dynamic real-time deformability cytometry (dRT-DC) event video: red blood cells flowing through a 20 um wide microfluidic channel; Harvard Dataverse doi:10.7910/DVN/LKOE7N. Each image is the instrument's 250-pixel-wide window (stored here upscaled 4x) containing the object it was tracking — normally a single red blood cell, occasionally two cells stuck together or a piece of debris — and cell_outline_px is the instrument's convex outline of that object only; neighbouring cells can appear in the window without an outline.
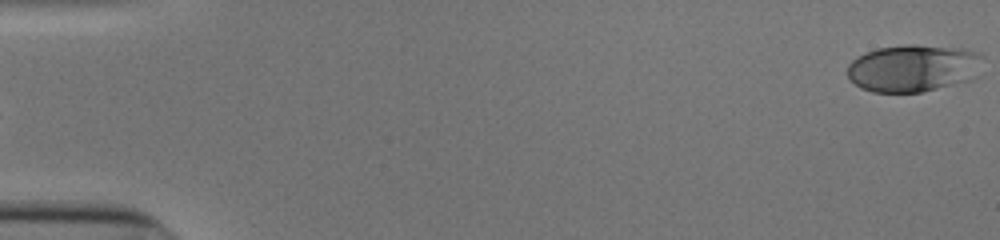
{"species": "human", "species_latin": "Homo sapiens", "temperature_condition": "cold", "stored_images_in_passage": 46, "camera_frame_rate_fps": 3000, "um_per_image_px": 0.085, "donor": {"sex": "male"}, "frame": {"image": 1, "passage_image": 1, "time_ms": 0.0, "image_size_px": [1000, 240], "cell_outline_px": [[984, 56], [972, 80], [920, 92], [872, 92], [860, 88], [848, 76], [848, 64], [856, 56], [864, 52], [876, 48], [904, 44], [916, 44], [960, 48], [980, 52]], "centroid_in_image_um": [77.61, 5.77], "position_along_channel_um": 7.4, "area_um2": 37.57}}
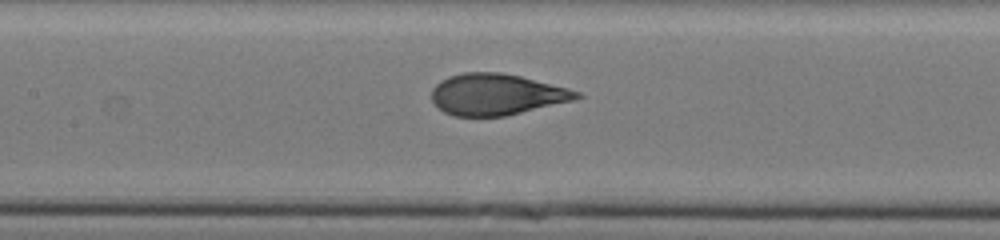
{"frame": {"image": 2, "passage_image": 26, "time_ms": 8.333, "image_size_px": [1000, 240], "cell_outline_px": [[584, 96], [572, 100], [504, 116], [452, 116], [444, 112], [432, 100], [432, 88], [440, 80], [448, 76], [464, 72], [500, 72], [520, 76], [568, 88], [580, 92]], "centroid_in_image_um": [42.17, 8.01], "position_along_channel_um": 165.2, "area_um2": 34.62}}
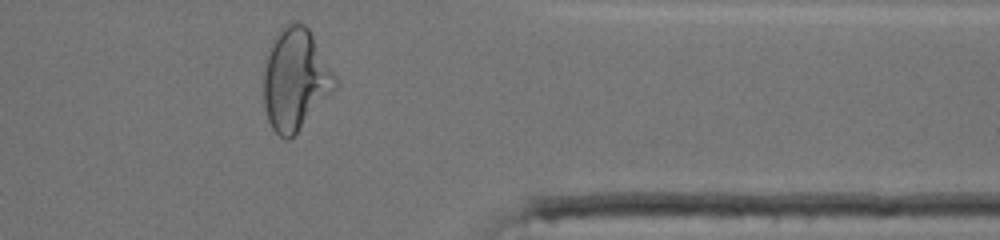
{"frame": {"image": 3, "passage_image": 44, "time_ms": 14.333, "image_size_px": [1000, 240], "cell_outline_px": [[336, 88], [296, 132], [288, 140], [284, 140], [272, 128], [268, 120], [264, 104], [264, 64], [268, 48], [276, 32], [284, 24], [292, 20], [296, 20], [304, 24], [308, 28], [336, 76]], "centroid_in_image_um": [25.07, 6.69], "position_along_channel_um": 386.3, "area_um2": 42.19}, "authors_computed_cell_mechanics": {"area_um2": 35.3447, "velocity_mm_per_s": 3.8919, "shape_relaxation_time_tau1_ms": 4.6802, "shape_relaxation_time_tau2_ms": null, "deformation_change_tau1": 0.1866, "deformation_change_tau2": null}}